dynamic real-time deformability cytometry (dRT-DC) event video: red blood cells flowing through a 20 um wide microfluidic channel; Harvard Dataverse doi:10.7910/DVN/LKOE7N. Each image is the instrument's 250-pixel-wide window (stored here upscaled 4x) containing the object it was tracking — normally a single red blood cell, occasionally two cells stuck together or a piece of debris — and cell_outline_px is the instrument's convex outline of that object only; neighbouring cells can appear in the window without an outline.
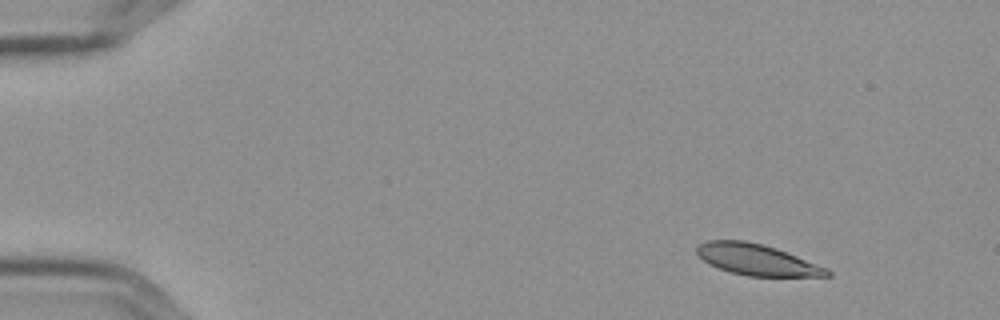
{"species": "Egyptian fruit bat (a non-hibernating species)", "species_latin": "Rousettus aegyptiacus", "temperature_condition": "cold", "stored_images_in_passage": 5, "camera_frame_rate_fps": 3000, "um_per_image_px": 0.085, "frame": {"image": 1, "passage_image": 2, "time_ms": 0.333, "image_size_px": [1000, 320], "cell_outline_px": [[832, 276], [748, 276], [732, 272], [720, 268], [704, 260], [696, 252], [696, 244], [708, 240], [744, 240], [764, 244], [776, 248], [828, 268], [832, 272]], "centroid_in_image_um": [64.35, 22.06], "position_along_channel_um": 20.7, "area_um2": 23.47}}
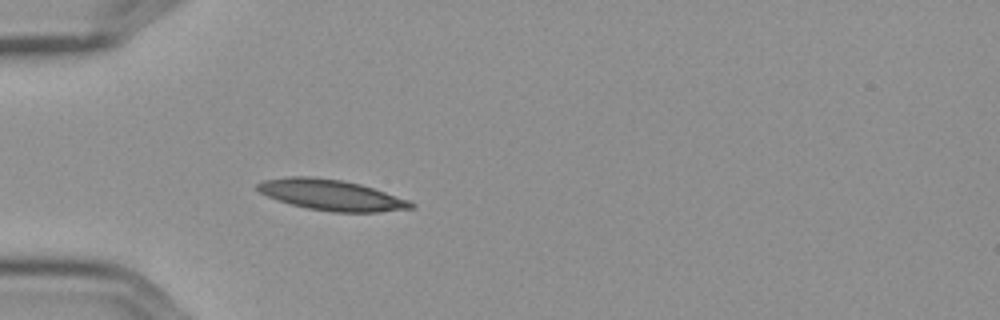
{"frame": {"image": 2, "passage_image": 5, "time_ms": 1.333, "image_size_px": [1000, 320], "cell_outline_px": [[416, 204], [412, 208], [376, 212], [332, 212], [308, 208], [292, 204], [268, 196], [260, 192], [256, 188], [256, 184], [264, 180], [288, 176], [312, 176], [344, 180], [360, 184], [408, 200]], "centroid_in_image_um": [28.14, 16.56], "position_along_channel_um": 56.9, "area_um2": 27.22}}